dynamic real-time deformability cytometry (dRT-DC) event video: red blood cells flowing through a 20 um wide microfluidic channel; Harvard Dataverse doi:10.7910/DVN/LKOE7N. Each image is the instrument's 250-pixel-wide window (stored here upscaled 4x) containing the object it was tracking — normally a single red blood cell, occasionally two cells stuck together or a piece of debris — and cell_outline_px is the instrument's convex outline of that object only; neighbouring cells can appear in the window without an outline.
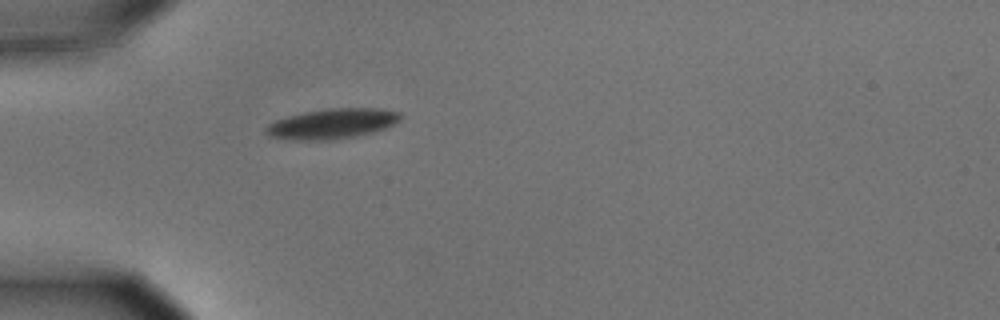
{"species": "common noctule bat (a hibernating species)", "species_latin": "Nyctalus noctula", "temperature_condition": "cold", "stored_images_in_passage": 1, "camera_frame_rate_fps": 3000, "um_per_image_px": 0.085, "animal": {"sex": "male", "body_mass_g": 15.6}, "frame": {"image": 1, "passage_image": 1, "time_ms": 0.0, "image_size_px": [1000, 320], "cell_outline_px": [[404, 116], [400, 120], [384, 128], [372, 132], [356, 136], [332, 140], [296, 140], [268, 136], [264, 132], [264, 128], [268, 124], [276, 120], [288, 116], [304, 112], [324, 108], [380, 108], [400, 112]], "centroid_in_image_um": [28.23, 10.51], "position_along_channel_um": 56.8, "area_um2": 23.76}}